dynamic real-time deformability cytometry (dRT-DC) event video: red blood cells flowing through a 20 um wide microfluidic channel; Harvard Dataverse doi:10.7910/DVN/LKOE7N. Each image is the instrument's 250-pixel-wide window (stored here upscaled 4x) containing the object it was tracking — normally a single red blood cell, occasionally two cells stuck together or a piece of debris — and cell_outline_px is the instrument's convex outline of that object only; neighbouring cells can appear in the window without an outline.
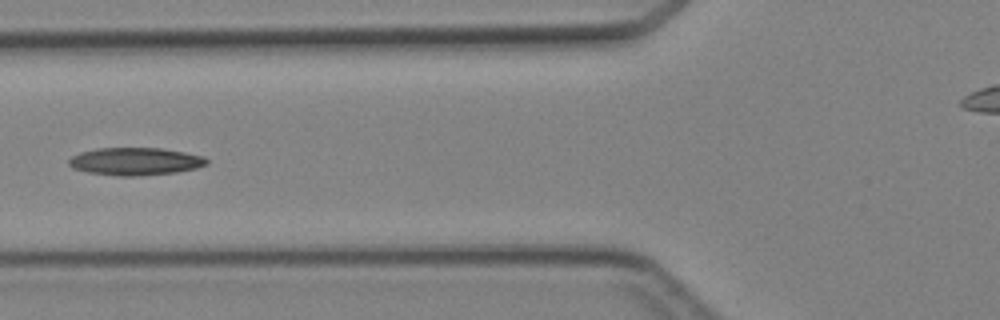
{"species": "Egyptian fruit bat (a non-hibernating species)", "species_latin": "Rousettus aegyptiacus", "temperature_condition": "cold", "stored_images_in_passage": 4, "camera_frame_rate_fps": 3000, "um_per_image_px": 0.085, "animal": {"sex": "female"}, "frame": {"image": 1, "passage_image": 4, "time_ms": 4.333, "image_size_px": [1000, 320], "cell_outline_px": [[208, 164], [196, 168], [176, 172], [136, 176], [116, 176], [88, 172], [72, 168], [68, 164], [68, 160], [72, 156], [80, 152], [96, 148], [160, 148], [184, 152], [204, 156], [208, 160]], "centroid_in_image_um": [11.48, 13.72], "position_along_channel_um": 114.3, "area_um2": 22.25}}